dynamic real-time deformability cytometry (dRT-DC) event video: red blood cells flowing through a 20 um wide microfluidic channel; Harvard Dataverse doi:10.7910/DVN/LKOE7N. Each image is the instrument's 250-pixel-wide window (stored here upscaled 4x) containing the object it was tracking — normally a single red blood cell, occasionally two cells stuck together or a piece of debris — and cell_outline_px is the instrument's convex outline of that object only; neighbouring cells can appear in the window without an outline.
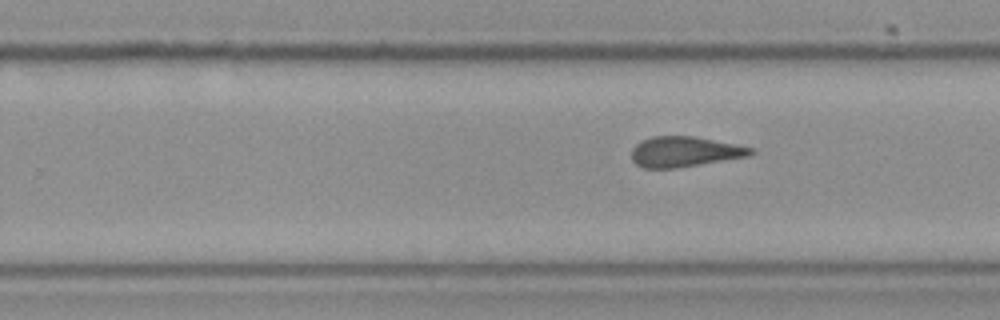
{"species": "Egyptian fruit bat (a non-hibernating species)", "species_latin": "Rousettus aegyptiacus", "temperature_condition": "cold", "stored_images_in_passage": 10, "segment_of_instrument_passage": [2, 2], "camera_frame_rate_fps": 3000, "um_per_image_px": 0.085, "frame": {"image": 1, "passage_image": 10, "time_ms": 3.0, "image_size_px": [1000, 320], "cell_outline_px": [[756, 152], [752, 156], [676, 168], [644, 168], [636, 164], [632, 160], [632, 148], [636, 144], [652, 136], [692, 136], [736, 144], [756, 148]], "centroid_in_image_um": [58.25, 12.9], "position_along_channel_um": 271.5, "area_um2": 21.21}}